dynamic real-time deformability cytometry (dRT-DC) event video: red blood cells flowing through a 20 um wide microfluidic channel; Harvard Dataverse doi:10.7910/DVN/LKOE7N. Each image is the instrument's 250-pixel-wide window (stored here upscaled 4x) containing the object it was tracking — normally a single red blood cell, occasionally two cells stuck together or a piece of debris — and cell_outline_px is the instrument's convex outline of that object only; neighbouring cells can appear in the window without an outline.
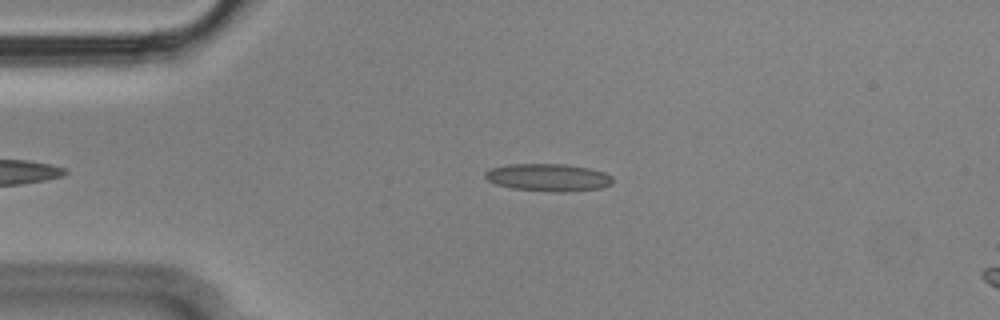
{"species": "Egyptian fruit bat (a non-hibernating species)", "species_latin": "Rousettus aegyptiacus", "temperature_condition": "cold", "stored_images_in_passage": 43, "camera_frame_rate_fps": 3000, "um_per_image_px": 0.085, "animal": {"sex": "male"}, "frame": {"image": 1, "passage_image": 5, "time_ms": 1.333, "image_size_px": [1000, 320], "cell_outline_px": [[612, 184], [600, 188], [564, 192], [556, 192], [512, 188], [496, 184], [488, 180], [484, 176], [484, 172], [492, 168], [508, 164], [564, 164], [588, 168], [604, 172], [612, 176]], "centroid_in_image_um": [46.6, 15.08], "position_along_channel_um": 38.4, "area_um2": 20.35}}
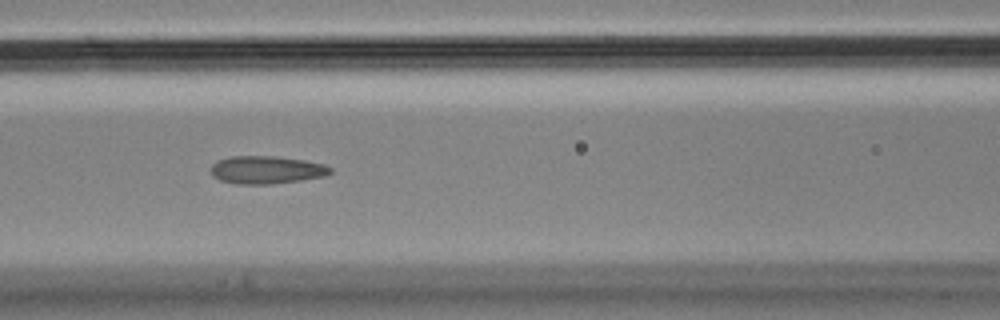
{"frame": {"image": 2, "passage_image": 16, "time_ms": 5.0, "image_size_px": [1000, 320], "cell_outline_px": [[332, 172], [324, 176], [300, 180], [268, 184], [236, 184], [220, 180], [212, 176], [212, 164], [216, 160], [228, 156], [272, 156], [304, 160], [324, 164], [332, 168]], "centroid_in_image_um": [22.62, 14.43], "position_along_channel_um": 144.0, "area_um2": 19.36}}
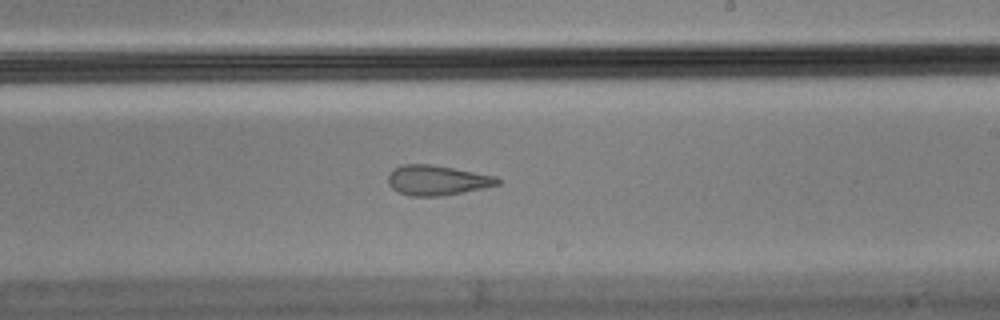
{"frame": {"image": 3, "passage_image": 25, "time_ms": 8.0, "image_size_px": [1000, 320], "cell_outline_px": [[500, 184], [484, 188], [440, 196], [408, 196], [392, 188], [388, 184], [388, 172], [392, 168], [404, 164], [428, 164], [452, 168], [496, 176], [500, 180]], "centroid_in_image_um": [37.11, 15.32], "position_along_channel_um": 251.9, "area_um2": 19.07}, "authors_computed_cell_mechanics": {"area_um2": 19.4208, "velocity_mm_per_s": 3.6032, "shape_relaxation_time_tau1_ms": null, "shape_relaxation_time_tau2_ms": 2.3048, "deformation_change_tau1": null, "deformation_change_tau2": 0.1101}}